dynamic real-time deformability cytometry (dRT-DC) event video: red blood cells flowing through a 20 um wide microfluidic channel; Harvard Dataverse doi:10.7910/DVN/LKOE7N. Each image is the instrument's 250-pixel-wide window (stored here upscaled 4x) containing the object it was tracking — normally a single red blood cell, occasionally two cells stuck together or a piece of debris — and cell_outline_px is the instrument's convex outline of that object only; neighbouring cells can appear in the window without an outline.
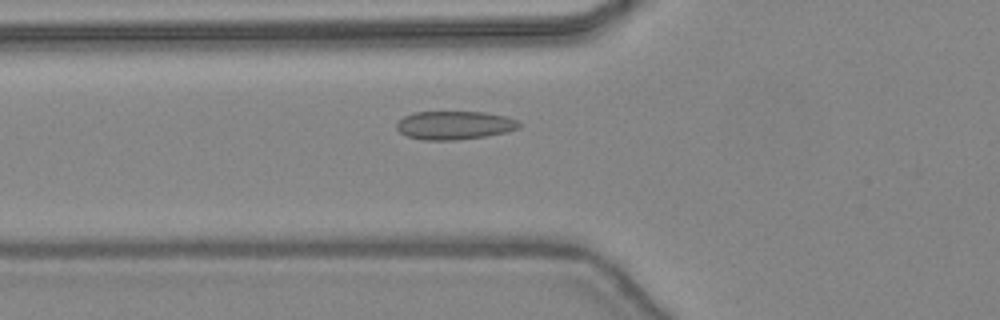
{"species": "common noctule bat (a hibernating species)", "species_latin": "Nyctalus noctula", "temperature_condition": "warm", "stored_images_in_passage": 46, "camera_frame_rate_fps": 3000, "um_per_image_px": 0.085, "animal": {"sex": "female", "body_mass_g": 24.6, "forearm_length_mm": 56.2}, "frame": {"image": 1, "passage_image": 17, "time_ms": 5.333, "image_size_px": [1000, 320], "cell_outline_px": [[520, 128], [508, 132], [488, 136], [456, 140], [424, 140], [408, 136], [400, 132], [396, 128], [396, 124], [404, 116], [412, 112], [484, 112], [508, 116], [516, 120], [520, 124]], "centroid_in_image_um": [38.66, 10.65], "position_along_channel_um": 87.1, "area_um2": 20.46}}
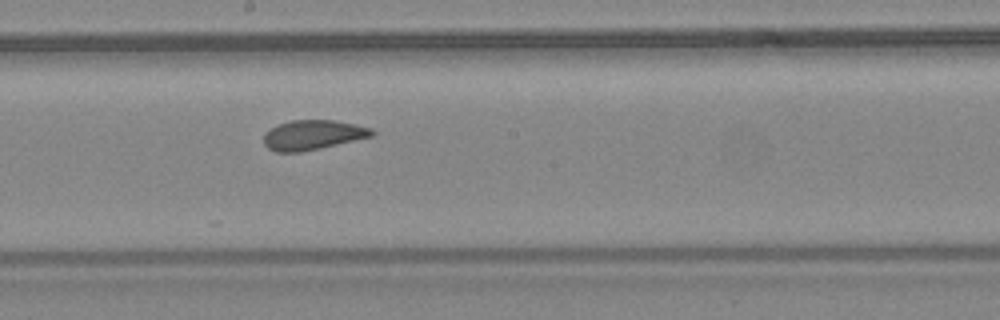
{"frame": {"image": 2, "passage_image": 26, "time_ms": 8.333, "image_size_px": [1000, 320], "cell_outline_px": [[376, 132], [372, 136], [320, 148], [300, 152], [276, 152], [268, 148], [264, 144], [264, 136], [272, 128], [280, 124], [292, 120], [336, 120], [356, 124], [372, 128]], "centroid_in_image_um": [26.62, 11.47], "position_along_channel_um": 221.6, "area_um2": 18.55}}
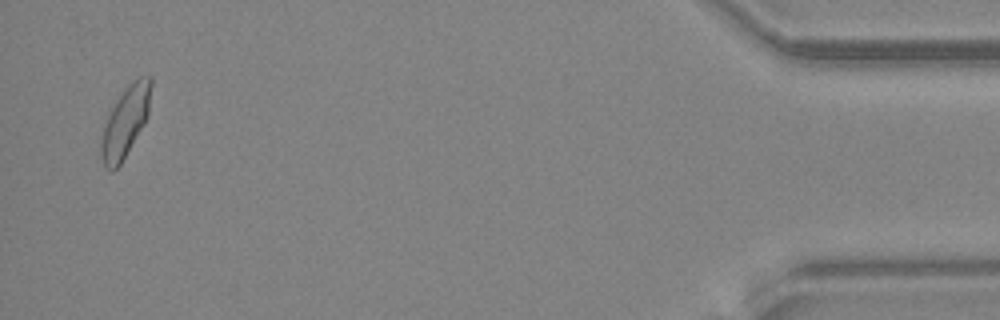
{"frame": {"image": 3, "passage_image": 45, "time_ms": 14.667, "image_size_px": [1000, 320], "cell_outline_px": [[152, 84], [148, 116], [144, 124], [120, 164], [112, 172], [104, 168], [100, 156], [100, 144], [104, 128], [108, 116], [116, 100], [128, 84], [132, 80], [140, 76], [152, 76]], "centroid_in_image_um": [10.66, 10.34], "position_along_channel_um": 424.5, "area_um2": 20.4}, "authors_computed_cell_mechanics": {"area_um2": 19.6231, "velocity_mm_per_s": 4.4605, "shape_relaxation_time_tau1_ms": null, "shape_relaxation_time_tau2_ms": 0.799, "deformation_change_tau1": null, "deformation_change_tau2": 0.0455}}